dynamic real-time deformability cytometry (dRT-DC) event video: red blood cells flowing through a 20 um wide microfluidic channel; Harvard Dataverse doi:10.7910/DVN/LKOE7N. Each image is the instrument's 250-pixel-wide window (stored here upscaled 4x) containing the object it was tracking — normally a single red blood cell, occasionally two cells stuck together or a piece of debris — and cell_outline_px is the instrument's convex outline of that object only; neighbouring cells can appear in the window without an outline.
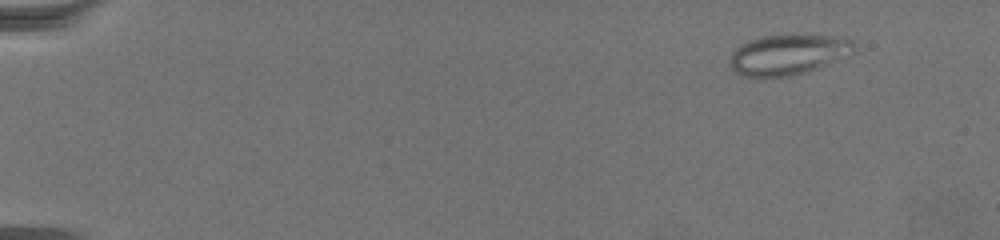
{"species": "common noctule bat (a hibernating species)", "species_latin": "Nyctalus noctula", "temperature_condition": "warm", "stored_images_in_passage": 63, "camera_frame_rate_fps": 3000, "um_per_image_px": 0.085, "animal": {"sex": "female", "body_mass_g": 19.5, "forearm_length_mm": 54.1}, "frame": {"image": 1, "passage_image": 1, "time_ms": 0.0, "image_size_px": [1000, 240], "cell_outline_px": [[856, 52], [816, 68], [804, 72], [788, 76], [744, 76], [736, 72], [728, 64], [728, 56], [736, 48], [752, 40], [764, 36], [832, 36], [852, 40], [856, 44]], "centroid_in_image_um": [66.98, 4.65], "position_along_channel_um": 18.0, "area_um2": 28.55}}
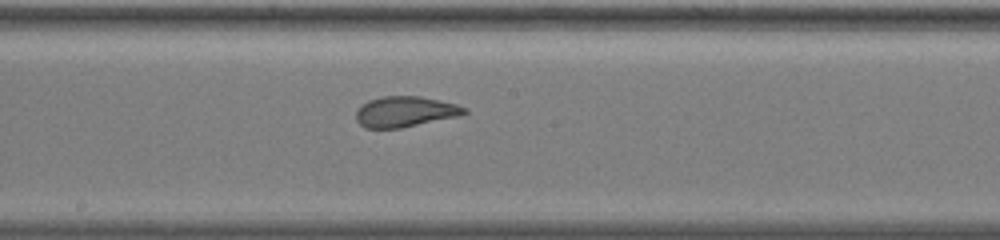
{"frame": {"image": 2, "passage_image": 34, "time_ms": 11.0, "image_size_px": [1000, 240], "cell_outline_px": [[468, 112], [460, 116], [400, 128], [364, 128], [356, 120], [356, 112], [368, 100], [384, 96], [420, 96], [440, 100], [456, 104], [468, 108]], "centroid_in_image_um": [34.47, 9.49], "position_along_channel_um": 213.7, "area_um2": 19.31}}
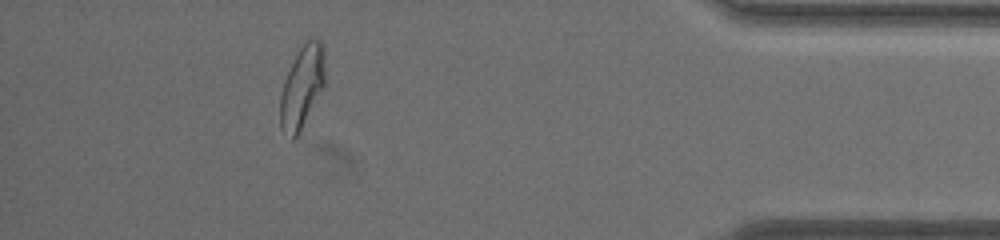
{"frame": {"image": 3, "passage_image": 57, "time_ms": 18.667, "image_size_px": [1000, 240], "cell_outline_px": [[324, 84], [300, 132], [292, 140], [280, 128], [280, 96], [284, 80], [300, 48], [308, 40], [320, 40], [324, 44]], "centroid_in_image_um": [25.66, 7.42], "position_along_channel_um": 409.5, "area_um2": 21.04}, "authors_computed_cell_mechanics": {"area_um2": 21.0392, "velocity_mm_per_s": 3.101, "shape_relaxation_time_tau1_ms": null, "shape_relaxation_time_tau2_ms": 0.963, "deformation_change_tau1": null, "deformation_change_tau2": 0.0851}}